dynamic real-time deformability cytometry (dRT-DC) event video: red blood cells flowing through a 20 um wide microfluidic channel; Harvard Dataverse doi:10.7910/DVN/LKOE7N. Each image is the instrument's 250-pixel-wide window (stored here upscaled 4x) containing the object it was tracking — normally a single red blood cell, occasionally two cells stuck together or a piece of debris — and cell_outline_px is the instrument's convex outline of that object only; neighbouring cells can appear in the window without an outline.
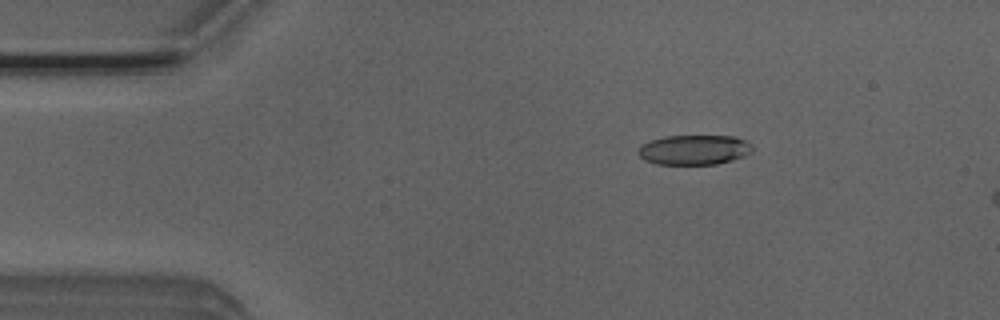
{"species": "Egyptian fruit bat (a non-hibernating species)", "species_latin": "Rousettus aegyptiacus", "temperature_condition": "room temperature", "stored_images_in_passage": 13, "camera_frame_rate_fps": 3000, "um_per_image_px": 0.085, "animal": {"sex": "male"}, "frame": {"image": 1, "passage_image": 8, "time_ms": 2.333, "image_size_px": [1000, 320], "cell_outline_px": [[752, 152], [744, 156], [732, 160], [716, 164], [656, 164], [644, 160], [636, 152], [640, 144], [648, 140], [664, 136], [736, 136], [748, 140], [752, 144]], "centroid_in_image_um": [58.99, 12.72], "position_along_channel_um": 26.0, "area_um2": 20.23}}